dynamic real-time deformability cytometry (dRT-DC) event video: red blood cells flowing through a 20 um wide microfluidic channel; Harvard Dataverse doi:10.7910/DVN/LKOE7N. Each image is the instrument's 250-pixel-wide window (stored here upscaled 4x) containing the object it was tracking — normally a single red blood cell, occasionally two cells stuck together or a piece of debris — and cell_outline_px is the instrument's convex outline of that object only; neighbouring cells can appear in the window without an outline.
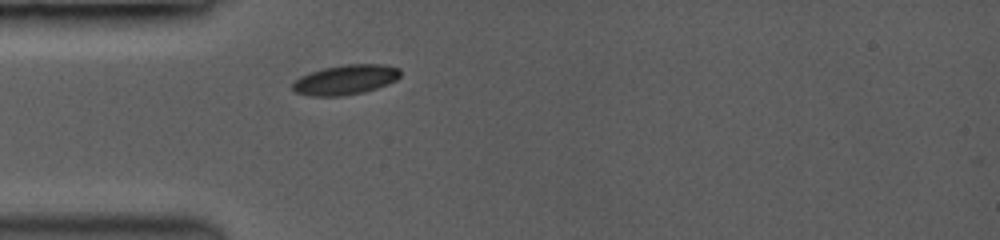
{"species": "common noctule bat (a hibernating species)", "species_latin": "Nyctalus noctula", "temperature_condition": "room temperature", "stored_images_in_passage": 31, "camera_frame_rate_fps": 3500, "um_per_image_px": 0.085, "animal": {"sex": "female", "body_mass_g": 19.0, "forearm_length_mm": 53.3}, "frame": {"image": 1, "passage_image": 1, "time_ms": 0.0, "image_size_px": [1000, 240], "cell_outline_px": [[400, 76], [396, 80], [376, 88], [360, 92], [340, 96], [312, 96], [296, 92], [292, 88], [292, 84], [300, 76], [324, 68], [348, 64], [380, 64], [400, 68]], "centroid_in_image_um": [29.37, 6.77], "position_along_channel_um": 55.6, "area_um2": 18.38}}
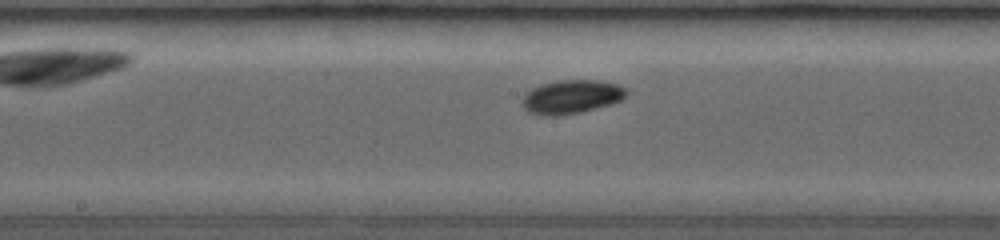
{"frame": {"image": 2, "passage_image": 12, "time_ms": 3.143, "image_size_px": [1000, 240], "cell_outline_px": [[628, 92], [620, 100], [608, 104], [576, 112], [552, 116], [548, 116], [532, 112], [524, 108], [524, 96], [532, 88], [544, 84], [560, 80], [600, 80], [616, 84], [624, 88]], "centroid_in_image_um": [48.59, 8.2], "position_along_channel_um": 199.6, "area_um2": 19.59}}
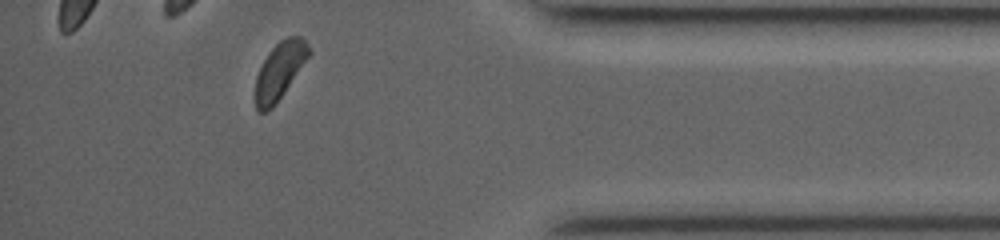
{"frame": {"image": 3, "passage_image": 28, "time_ms": 7.714, "image_size_px": [1000, 240], "cell_outline_px": [[312, 52], [276, 104], [272, 108], [264, 112], [256, 112], [256, 76], [268, 52], [280, 40], [288, 36], [300, 36], [304, 40]], "centroid_in_image_um": [23.77, 6.01], "position_along_channel_um": 411.4, "area_um2": 17.57}, "authors_computed_cell_mechanics": {"area_um2": 18.3226, "velocity_mm_per_s": 4.0422, "shape_relaxation_time_tau1_ms": 0.9782, "shape_relaxation_time_tau2_ms": null, "deformation_change_tau1": 0.0906, "deformation_change_tau2": null}}